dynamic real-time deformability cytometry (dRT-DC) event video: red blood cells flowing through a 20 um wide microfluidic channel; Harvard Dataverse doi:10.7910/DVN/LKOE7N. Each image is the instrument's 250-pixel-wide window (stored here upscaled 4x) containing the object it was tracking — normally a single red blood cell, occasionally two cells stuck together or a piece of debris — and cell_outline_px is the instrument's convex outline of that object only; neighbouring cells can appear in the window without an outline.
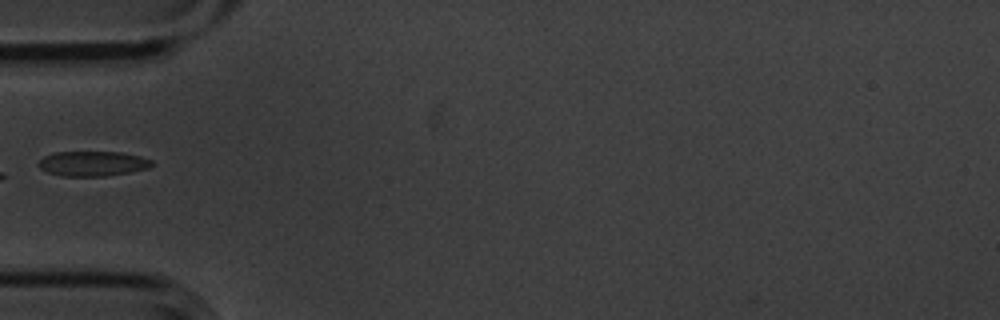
{"species": "common noctule bat (a hibernating species)", "species_latin": "Nyctalus noctula", "temperature_condition": "cold", "stored_images_in_passage": 6, "camera_frame_rate_fps": 3000, "um_per_image_px": 0.085, "animal": {"sex": "male", "body_mass_g": 20.1, "forearm_length_mm": 53.5}, "frame": {"image": 1, "passage_image": 6, "time_ms": 1.667, "image_size_px": [1000, 320], "cell_outline_px": [[152, 164], [148, 168], [108, 176], [60, 176], [48, 172], [40, 168], [36, 164], [44, 156], [52, 152], [120, 152], [140, 156], [152, 160]], "centroid_in_image_um": [7.83, 13.9], "position_along_channel_um": 77.2, "area_um2": 16.47}}